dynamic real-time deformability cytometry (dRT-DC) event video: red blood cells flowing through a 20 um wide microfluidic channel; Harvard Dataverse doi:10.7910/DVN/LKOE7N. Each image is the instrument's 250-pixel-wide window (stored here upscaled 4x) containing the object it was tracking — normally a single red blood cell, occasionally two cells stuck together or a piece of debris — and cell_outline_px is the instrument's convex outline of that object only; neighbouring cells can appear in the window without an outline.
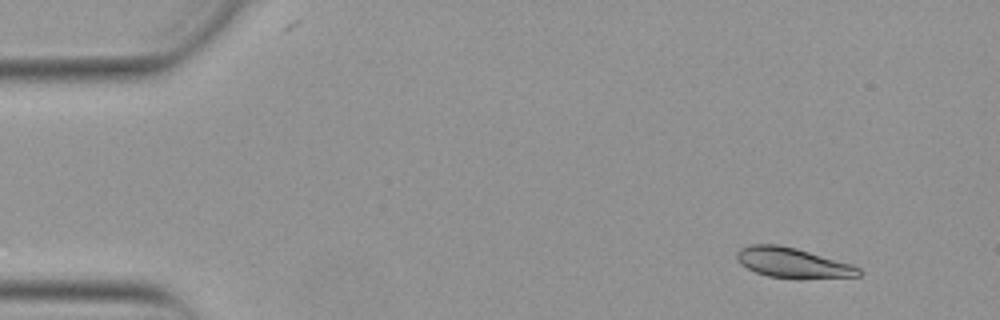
{"species": "Egyptian fruit bat (a non-hibernating species)", "species_latin": "Rousettus aegyptiacus", "temperature_condition": "warm", "stored_images_in_passage": 49, "camera_frame_rate_fps": 3000, "um_per_image_px": 0.085, "animal": {"sex": "female"}, "frame": {"image": 1, "passage_image": 1, "time_ms": 0.0, "image_size_px": [1000, 320], "cell_outline_px": [[860, 276], [768, 276], [756, 272], [740, 264], [736, 256], [736, 252], [740, 248], [748, 244], [780, 244], [796, 248], [852, 264], [860, 268]], "centroid_in_image_um": [67.29, 22.27], "position_along_channel_um": 17.7, "area_um2": 20.46}}
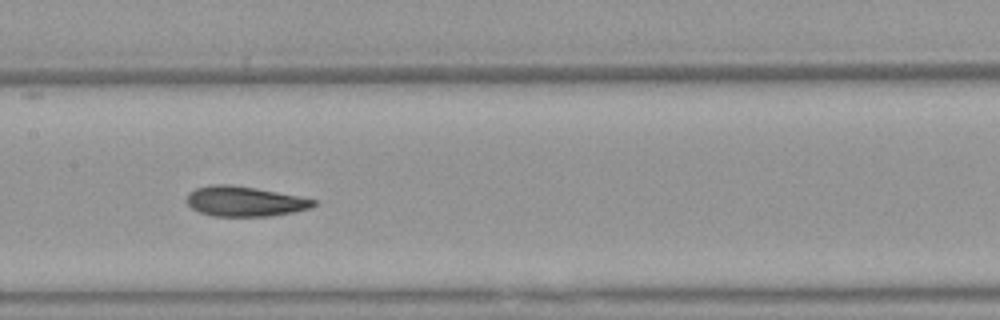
{"frame": {"image": 2, "passage_image": 22, "time_ms": 7.0, "image_size_px": [1000, 320], "cell_outline_px": [[316, 204], [308, 208], [292, 212], [272, 216], [212, 216], [200, 212], [192, 208], [188, 204], [188, 192], [196, 188], [212, 184], [228, 184], [256, 188], [300, 196], [316, 200]], "centroid_in_image_um": [20.79, 17.11], "position_along_channel_um": 186.6, "area_um2": 22.08}}
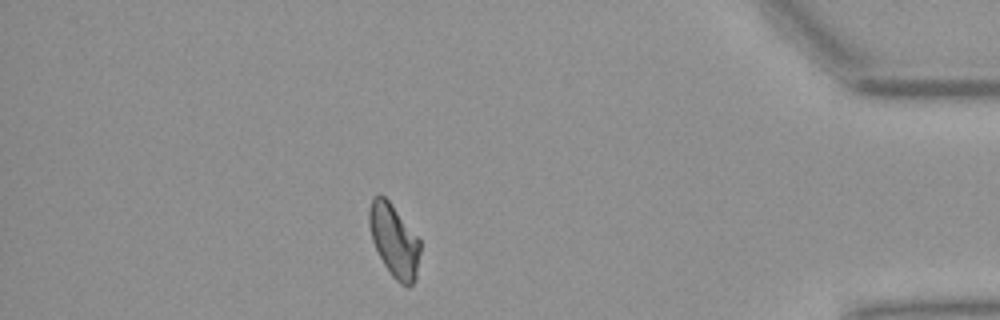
{"frame": {"image": 3, "passage_image": 42, "time_ms": 13.667, "image_size_px": [1000, 320], "cell_outline_px": [[420, 252], [416, 280], [408, 288], [400, 284], [392, 276], [384, 264], [372, 240], [368, 224], [368, 208], [372, 196], [380, 192], [388, 200], [420, 240]], "centroid_in_image_um": [33.48, 20.44], "position_along_channel_um": 401.7, "area_um2": 21.73}, "authors_computed_cell_mechanics": {"area_um2": 22.0796, "velocity_mm_per_s": 3.8665, "shape_relaxation_time_tau1_ms": 4.3835, "shape_relaxation_time_tau2_ms": 3.7694, "deformation_change_tau1": 0.1336, "deformation_change_tau2": 0.0784}}